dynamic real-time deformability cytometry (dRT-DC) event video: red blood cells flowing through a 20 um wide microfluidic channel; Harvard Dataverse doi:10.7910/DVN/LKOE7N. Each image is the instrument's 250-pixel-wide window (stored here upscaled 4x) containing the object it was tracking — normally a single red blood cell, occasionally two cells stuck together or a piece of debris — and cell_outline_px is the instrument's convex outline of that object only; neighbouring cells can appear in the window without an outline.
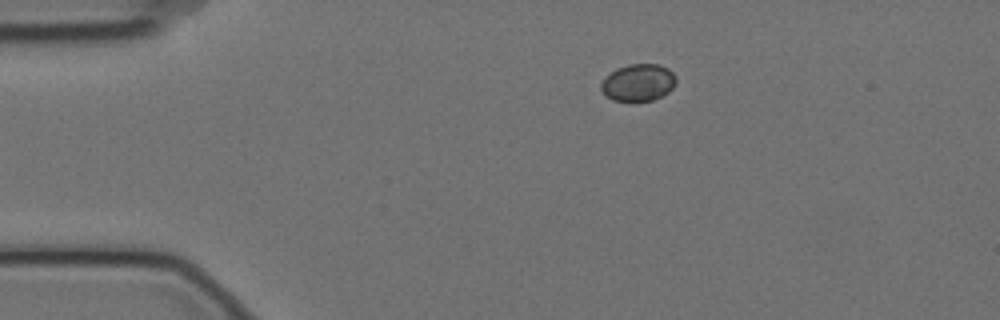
{"species": "Egyptian fruit bat (a non-hibernating species)", "species_latin": "Rousettus aegyptiacus", "temperature_condition": "cold", "stored_images_in_passage": 5, "camera_frame_rate_fps": 3000, "um_per_image_px": 0.085, "animal": {"sex": "female"}, "frame": {"image": 1, "passage_image": 5, "time_ms": 1.333, "image_size_px": [1000, 320], "cell_outline_px": [[676, 84], [668, 92], [652, 100], [612, 100], [600, 88], [600, 84], [616, 68], [628, 64], [660, 64], [668, 68], [676, 76]], "centroid_in_image_um": [54.29, 6.99], "position_along_channel_um": 30.7, "area_um2": 15.95}}